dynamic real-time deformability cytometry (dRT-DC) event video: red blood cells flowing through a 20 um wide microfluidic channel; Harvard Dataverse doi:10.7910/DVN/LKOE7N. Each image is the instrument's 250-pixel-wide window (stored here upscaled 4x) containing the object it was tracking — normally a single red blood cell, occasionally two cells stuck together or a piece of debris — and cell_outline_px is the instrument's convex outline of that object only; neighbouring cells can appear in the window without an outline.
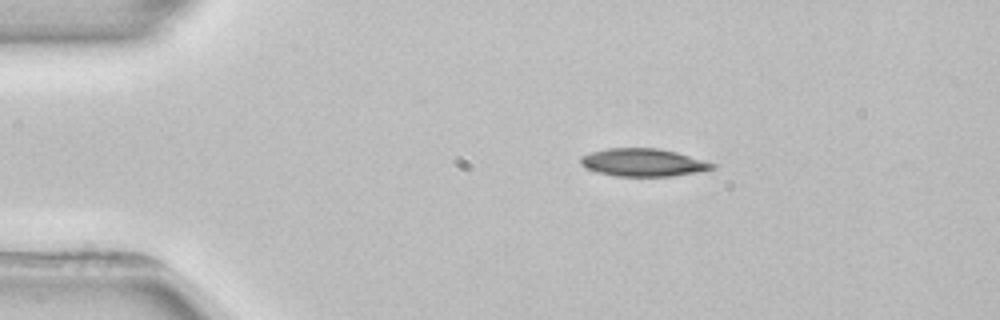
{"species": "common noctule bat (a hibernating species)", "species_latin": "Nyctalus noctula", "temperature_condition": "room temperature", "stored_images_in_passage": 2, "camera_frame_rate_fps": 3000, "um_per_image_px": 0.085, "animal": {"sex": "female", "body_mass_g": 22.7, "forearm_length_mm": 54.2}, "frame": {"image": 1, "passage_image": 1, "time_ms": 0.0, "image_size_px": [1000, 320], "cell_outline_px": [[716, 168], [696, 172], [672, 176], [616, 176], [596, 172], [580, 164], [580, 156], [592, 152], [608, 148], [660, 148], [676, 152], [716, 164]], "centroid_in_image_um": [54.65, 13.81], "position_along_channel_um": 30.3, "area_um2": 21.21}}